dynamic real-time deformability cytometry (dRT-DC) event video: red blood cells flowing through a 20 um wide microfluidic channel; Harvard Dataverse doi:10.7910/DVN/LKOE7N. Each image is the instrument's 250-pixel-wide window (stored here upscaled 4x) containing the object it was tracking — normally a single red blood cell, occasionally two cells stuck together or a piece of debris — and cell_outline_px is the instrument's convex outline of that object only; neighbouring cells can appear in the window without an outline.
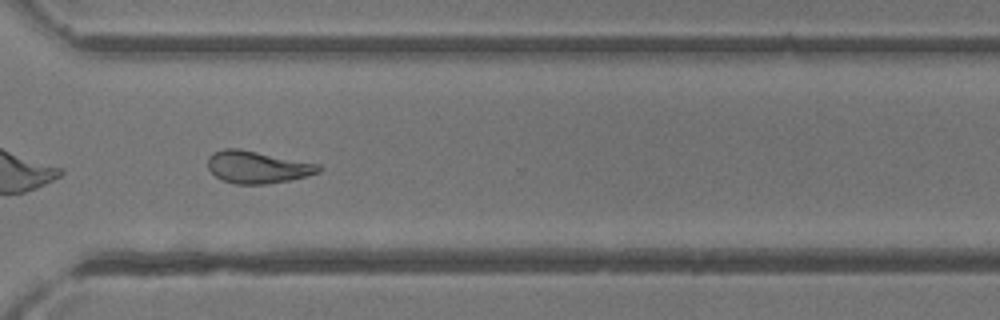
{"species": "common noctule bat (a hibernating species)", "species_latin": "Nyctalus noctula", "temperature_condition": "room temperature", "stored_images_in_passage": 42, "camera_frame_rate_fps": 3000, "um_per_image_px": 0.085, "animal": {"sex": "female"}, "frame": {"image": 1, "passage_image": 30, "time_ms": 9.667, "image_size_px": [1000, 320], "cell_outline_px": [[324, 168], [320, 172], [308, 176], [288, 180], [264, 184], [236, 184], [224, 180], [216, 176], [208, 168], [208, 156], [212, 152], [224, 148], [240, 148], [320, 164]], "centroid_in_image_um": [21.9, 14.18], "position_along_channel_um": 348.7, "area_um2": 20.98}}